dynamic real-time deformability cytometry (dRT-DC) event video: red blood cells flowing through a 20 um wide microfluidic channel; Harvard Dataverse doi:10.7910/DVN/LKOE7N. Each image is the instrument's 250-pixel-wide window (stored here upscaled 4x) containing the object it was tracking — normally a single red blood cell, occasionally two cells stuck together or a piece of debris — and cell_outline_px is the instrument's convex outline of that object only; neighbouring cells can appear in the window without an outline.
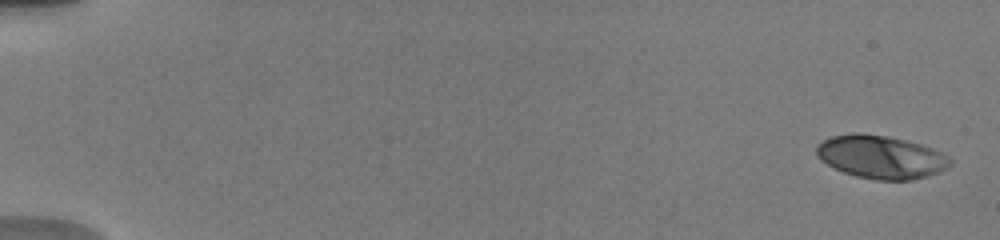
{"species": "human", "species_latin": "Homo sapiens", "temperature_condition": "warm", "stored_images_in_passage": 21, "camera_frame_rate_fps": 3000, "um_per_image_px": 0.085, "donor": {"sex": "male"}, "frame": {"image": 1, "passage_image": 1, "time_ms": 0.0, "image_size_px": [1000, 240], "cell_outline_px": [[952, 164], [948, 168], [940, 172], [928, 176], [912, 180], [876, 180], [856, 176], [844, 172], [820, 160], [816, 156], [816, 144], [832, 136], [852, 132], [860, 132], [888, 136], [920, 144], [932, 148], [948, 156], [952, 160]], "centroid_in_image_um": [74.88, 13.34], "position_along_channel_um": 10.1, "area_um2": 33.81}}
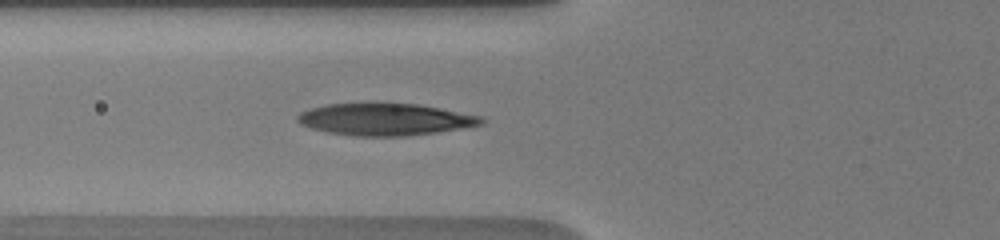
{"frame": {"image": 2, "passage_image": 14, "time_ms": 6.667, "image_size_px": [1000, 240], "cell_outline_px": [[484, 124], [436, 132], [408, 136], [356, 136], [328, 132], [312, 128], [300, 124], [296, 120], [296, 116], [300, 112], [312, 108], [328, 104], [416, 104], [440, 108], [484, 116]], "centroid_in_image_um": [32.75, 10.15], "position_along_channel_um": 93.0, "area_um2": 33.99}}
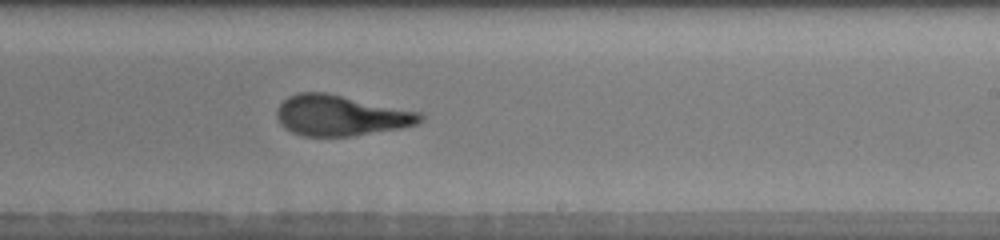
{"frame": {"image": 3, "passage_image": 21, "time_ms": 11.0, "image_size_px": [1000, 240], "cell_outline_px": [[424, 120], [416, 124], [400, 128], [352, 136], [304, 136], [292, 132], [284, 128], [280, 124], [276, 116], [276, 108], [288, 96], [300, 92], [328, 92], [420, 112], [424, 116]], "centroid_in_image_um": [28.94, 9.81], "position_along_channel_um": 260.1, "area_um2": 34.1}}